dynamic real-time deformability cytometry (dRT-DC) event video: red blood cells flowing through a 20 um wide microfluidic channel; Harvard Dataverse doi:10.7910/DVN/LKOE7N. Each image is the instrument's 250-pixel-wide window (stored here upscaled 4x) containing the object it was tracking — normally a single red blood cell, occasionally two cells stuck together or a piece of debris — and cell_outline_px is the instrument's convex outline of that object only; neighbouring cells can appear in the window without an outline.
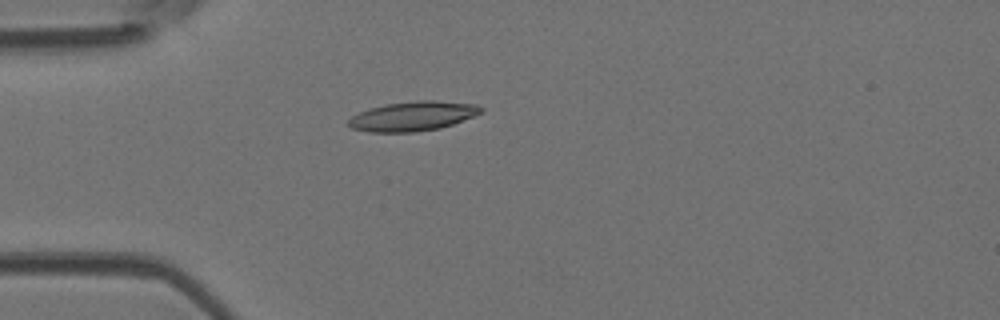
{"species": "Egyptian fruit bat (a non-hibernating species)", "species_latin": "Rousettus aegyptiacus", "temperature_condition": "room temperature", "stored_images_in_passage": 4, "camera_frame_rate_fps": 3000, "um_per_image_px": 0.085, "animal": {"sex": "female"}, "frame": {"image": 1, "passage_image": 4, "time_ms": 1.0, "image_size_px": [1000, 320], "cell_outline_px": [[484, 112], [452, 124], [440, 128], [416, 132], [368, 132], [352, 128], [348, 124], [348, 120], [352, 116], [360, 112], [384, 104], [416, 100], [432, 100], [476, 104], [484, 108]], "centroid_in_image_um": [35.11, 9.87], "position_along_channel_um": 49.9, "area_um2": 22.77}}